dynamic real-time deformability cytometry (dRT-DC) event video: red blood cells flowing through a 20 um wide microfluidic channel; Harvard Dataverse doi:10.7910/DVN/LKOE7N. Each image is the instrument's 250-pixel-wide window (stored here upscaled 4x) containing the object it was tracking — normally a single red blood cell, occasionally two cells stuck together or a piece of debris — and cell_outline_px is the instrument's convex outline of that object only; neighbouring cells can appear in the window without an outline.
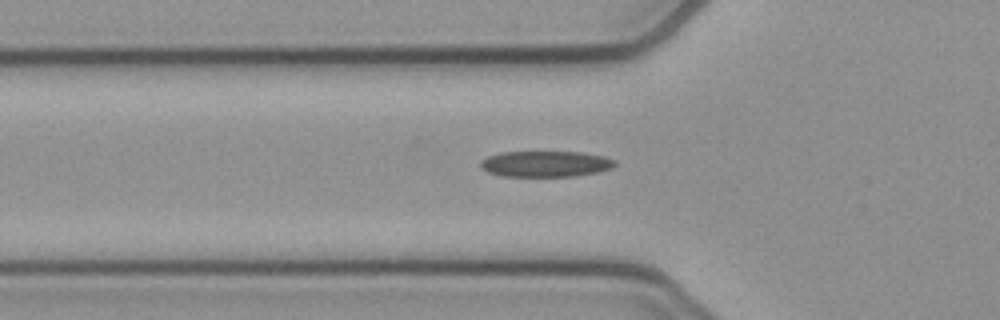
{"species": "common noctule bat (a hibernating species)", "species_latin": "Nyctalus noctula", "temperature_condition": "cold", "stored_images_in_passage": 33, "camera_frame_rate_fps": 3000, "um_per_image_px": 0.085, "animal": {"sex": "female", "body_mass_g": 21.9}, "frame": {"image": 1, "passage_image": 4, "time_ms": 1.0, "image_size_px": [1000, 320], "cell_outline_px": [[616, 164], [612, 168], [596, 172], [576, 176], [504, 176], [488, 172], [480, 168], [480, 160], [488, 156], [500, 152], [580, 152], [604, 156], [616, 160]], "centroid_in_image_um": [46.36, 13.93], "position_along_channel_um": 79.4, "area_um2": 20.35}}
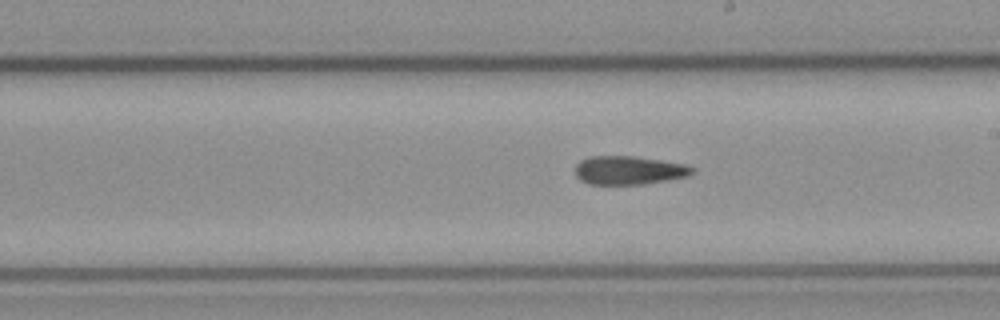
{"frame": {"image": 2, "passage_image": 16, "time_ms": 5.0, "image_size_px": [1000, 320], "cell_outline_px": [[696, 172], [688, 176], [668, 180], [644, 184], [588, 184], [580, 180], [576, 176], [576, 164], [580, 160], [588, 156], [632, 156], [684, 164], [696, 168]], "centroid_in_image_um": [53.46, 14.48], "position_along_channel_um": 235.5, "area_um2": 19.54}}
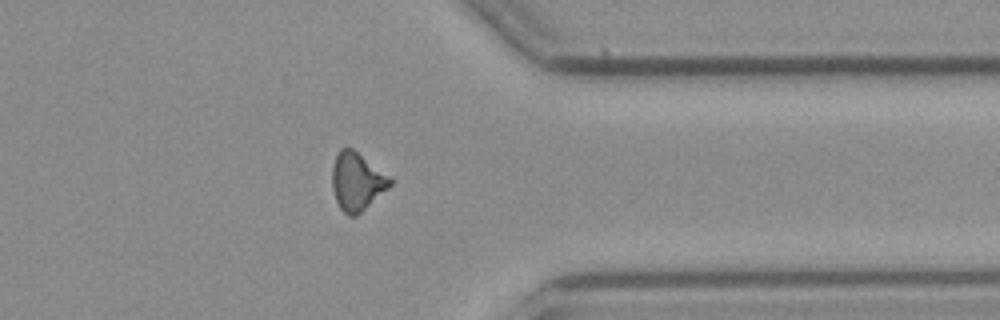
{"frame": {"image": 3, "passage_image": 28, "time_ms": 9.0, "image_size_px": [1000, 320], "cell_outline_px": [[392, 184], [388, 188], [356, 216], [348, 216], [340, 208], [336, 200], [332, 188], [332, 164], [340, 148], [352, 148], [392, 176]], "centroid_in_image_um": [30.35, 15.41], "position_along_channel_um": 381.1, "area_um2": 19.65}}